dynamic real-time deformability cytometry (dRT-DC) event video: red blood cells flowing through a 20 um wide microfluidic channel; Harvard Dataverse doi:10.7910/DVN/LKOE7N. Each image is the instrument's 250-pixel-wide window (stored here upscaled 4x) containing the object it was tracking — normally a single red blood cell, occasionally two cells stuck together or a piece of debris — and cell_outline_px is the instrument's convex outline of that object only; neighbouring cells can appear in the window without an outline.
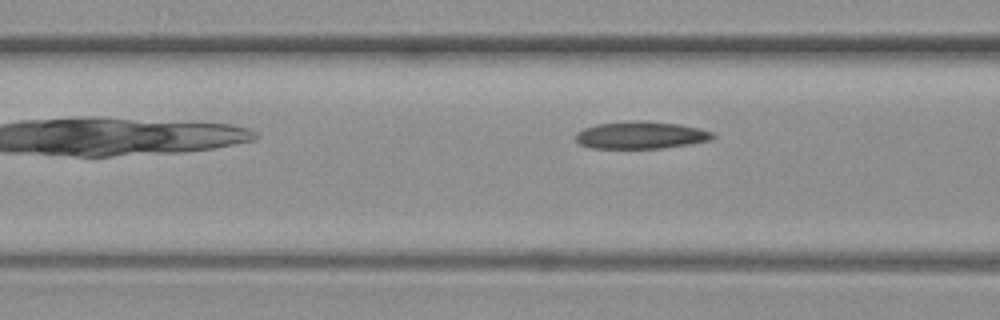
{"species": "common noctule bat (a hibernating species)", "species_latin": "Nyctalus noctula", "temperature_condition": "warm", "stored_images_in_passage": 7, "camera_frame_rate_fps": 3000, "um_per_image_px": 0.085, "animal": {"sex": "female", "body_mass_g": 19.3, "forearm_length_mm": 54.1}, "frame": {"image": 1, "passage_image": 7, "time_ms": 8.333, "image_size_px": [1000, 320], "cell_outline_px": [[716, 136], [712, 140], [688, 144], [660, 148], [592, 148], [580, 144], [576, 140], [576, 132], [584, 128], [596, 124], [636, 120], [644, 120], [680, 124], [700, 128], [712, 132]], "centroid_in_image_um": [54.49, 11.47], "position_along_channel_um": 112.1, "area_um2": 21.91}}